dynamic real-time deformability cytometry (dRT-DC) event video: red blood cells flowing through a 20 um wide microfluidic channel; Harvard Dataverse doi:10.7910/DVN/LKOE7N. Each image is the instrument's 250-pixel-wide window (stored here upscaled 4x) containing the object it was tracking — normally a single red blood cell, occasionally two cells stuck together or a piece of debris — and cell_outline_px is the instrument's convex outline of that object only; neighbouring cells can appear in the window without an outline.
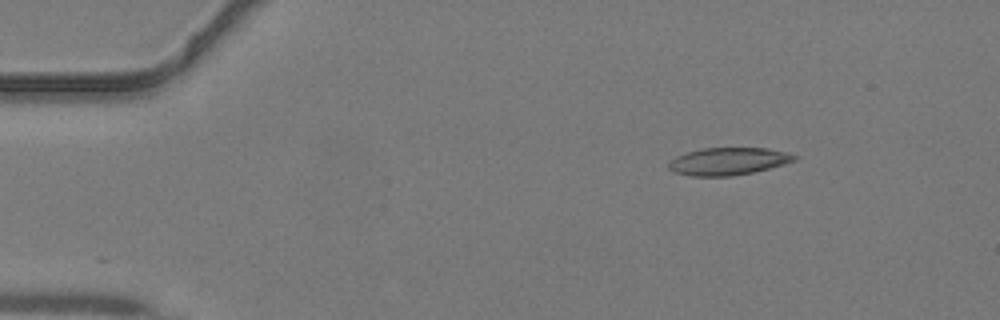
{"species": "common noctule bat (a hibernating species)", "species_latin": "Nyctalus noctula", "temperature_condition": "warm", "stored_images_in_passage": 38, "camera_frame_rate_fps": 3000, "um_per_image_px": 0.085, "animal": {"sex": "male", "body_mass_g": 19.2, "forearm_length_mm": 51.8}, "frame": {"image": 1, "passage_image": 1, "time_ms": 0.0, "image_size_px": [1000, 320], "cell_outline_px": [[796, 160], [784, 164], [752, 172], [732, 176], [692, 176], [676, 172], [668, 168], [668, 164], [676, 156], [700, 148], [768, 148], [788, 152], [796, 156]], "centroid_in_image_um": [61.91, 13.7], "position_along_channel_um": 23.1, "area_um2": 19.94}}
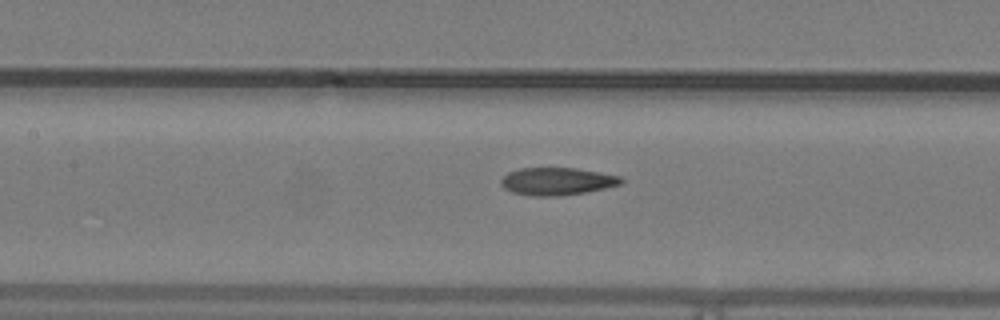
{"frame": {"image": 2, "passage_image": 15, "time_ms": 4.667, "image_size_px": [1000, 320], "cell_outline_px": [[624, 180], [620, 184], [604, 188], [584, 192], [556, 196], [536, 196], [512, 192], [504, 188], [500, 184], [500, 180], [508, 172], [520, 168], [576, 168], [620, 176]], "centroid_in_image_um": [47.31, 15.4], "position_along_channel_um": 160.1, "area_um2": 19.07}}
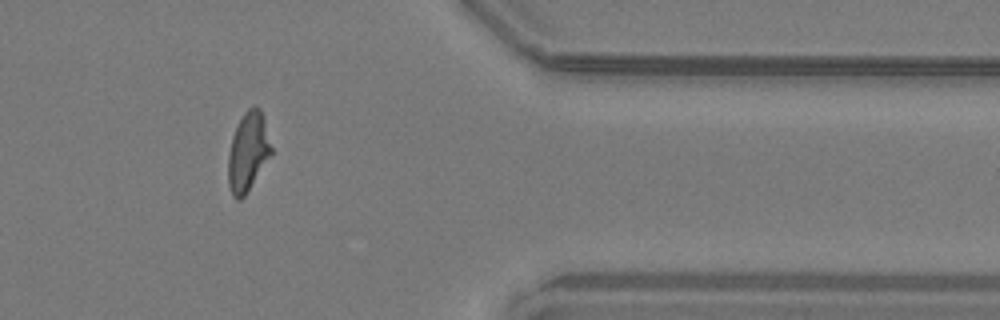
{"frame": {"image": 3, "passage_image": 31, "time_ms": 10.0, "image_size_px": [1000, 320], "cell_outline_px": [[272, 152], [244, 196], [240, 200], [236, 200], [232, 196], [228, 184], [228, 156], [232, 136], [244, 112], [248, 108], [256, 104], [260, 108], [264, 116], [272, 148]], "centroid_in_image_um": [21.07, 12.87], "position_along_channel_um": 390.3, "area_um2": 19.71}}